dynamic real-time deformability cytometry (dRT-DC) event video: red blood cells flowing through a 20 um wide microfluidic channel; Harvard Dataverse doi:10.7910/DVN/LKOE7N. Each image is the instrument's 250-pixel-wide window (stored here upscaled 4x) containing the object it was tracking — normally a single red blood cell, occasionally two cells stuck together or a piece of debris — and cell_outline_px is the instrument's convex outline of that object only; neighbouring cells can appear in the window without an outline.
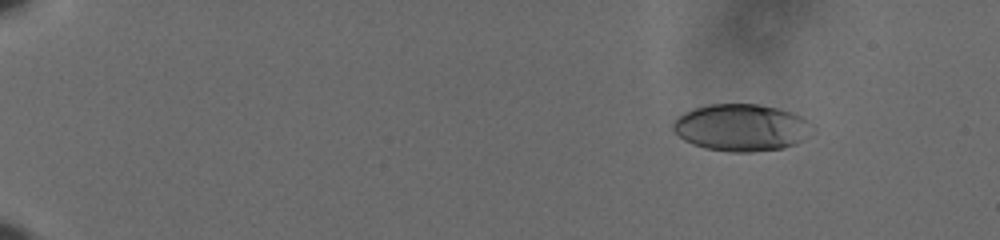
{"species": "human", "species_latin": "Homo sapiens", "temperature_condition": "cold", "stored_images_in_passage": 61, "camera_frame_rate_fps": 3000, "um_per_image_px": 0.085, "donor": {"sex": "male"}, "frame": {"image": 1, "passage_image": 10, "time_ms": 3.0, "image_size_px": [1000, 240], "cell_outline_px": [[816, 132], [804, 140], [796, 144], [784, 148], [752, 152], [732, 152], [704, 148], [692, 144], [684, 140], [672, 128], [672, 124], [676, 116], [684, 112], [708, 104], [760, 104], [792, 112], [816, 124]], "centroid_in_image_um": [63.09, 10.85], "position_along_channel_um": 21.9, "area_um2": 38.84}}
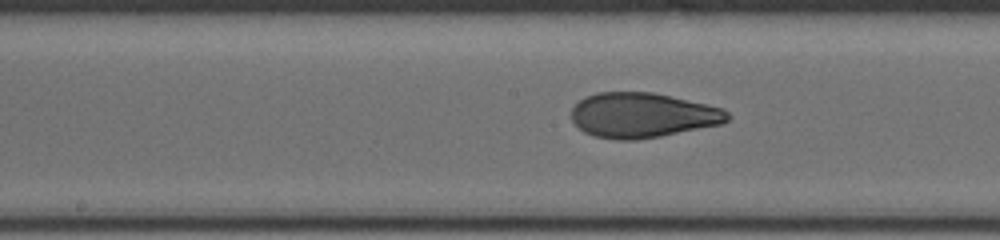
{"frame": {"image": 2, "passage_image": 36, "time_ms": 11.667, "image_size_px": [1000, 240], "cell_outline_px": [[732, 116], [724, 124], [660, 136], [636, 140], [616, 140], [592, 136], [584, 132], [572, 120], [572, 108], [584, 96], [596, 92], [652, 92], [724, 108]], "centroid_in_image_um": [54.63, 9.8], "position_along_channel_um": 193.6, "area_um2": 41.1}}
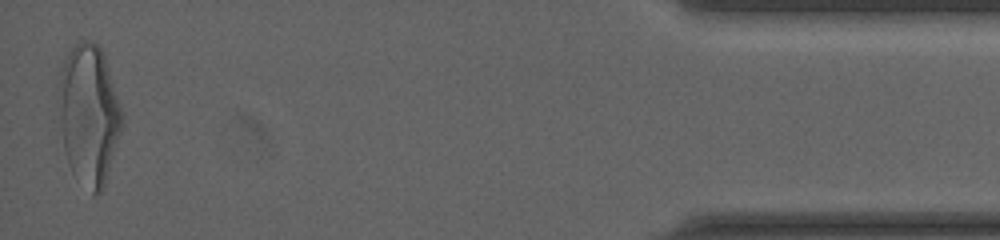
{"frame": {"image": 3, "passage_image": 61, "time_ms": 20.0, "image_size_px": [1000, 240], "cell_outline_px": [[124, 124], [104, 188], [100, 192], [92, 196], [72, 172], [68, 164], [64, 148], [56, 100], [60, 72], [64, 60], [68, 52], [80, 40], [92, 40], [100, 48], [104, 56], [124, 112]], "centroid_in_image_um": [7.56, 9.76], "position_along_channel_um": 427.6, "area_um2": 52.71}, "authors_computed_cell_mechanics": {"area_um2": 40.5756, "velocity_mm_per_s": 3.6363, "shape_relaxation_time_tau1_ms": 6.0298, "shape_relaxation_time_tau2_ms": 0.896, "deformation_change_tau1": 0.2144, "deformation_change_tau2": 0.0663}}